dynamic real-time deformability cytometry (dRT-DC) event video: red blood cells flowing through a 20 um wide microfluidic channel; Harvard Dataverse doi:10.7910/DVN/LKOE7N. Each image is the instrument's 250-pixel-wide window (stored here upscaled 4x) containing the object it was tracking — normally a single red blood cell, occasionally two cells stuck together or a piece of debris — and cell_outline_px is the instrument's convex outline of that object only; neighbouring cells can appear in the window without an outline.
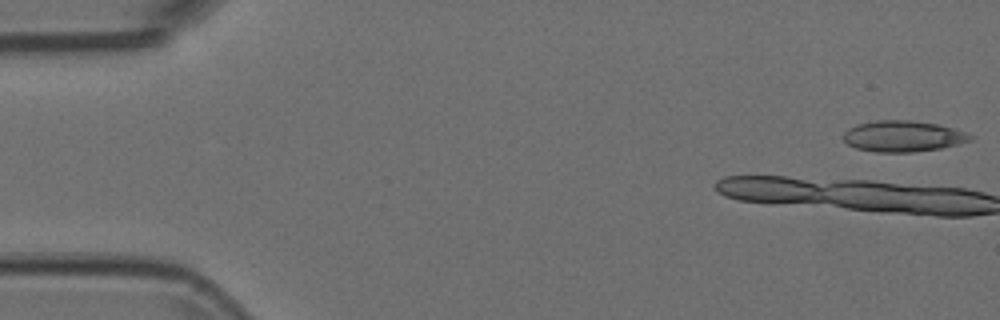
{"species": "Egyptian fruit bat (a non-hibernating species)", "species_latin": "Rousettus aegyptiacus", "temperature_condition": "room temperature", "stored_images_in_passage": 6, "camera_frame_rate_fps": 3000, "um_per_image_px": 0.085, "animal": {"sex": "female"}, "frame": {"image": 1, "passage_image": 1, "time_ms": 0.0, "image_size_px": [1000, 320], "cell_outline_px": [[976, 136], [972, 140], [940, 148], [912, 152], [876, 152], [856, 148], [848, 144], [844, 140], [844, 132], [848, 128], [856, 124], [876, 120], [912, 120], [936, 124], [952, 128]], "centroid_in_image_um": [76.74, 11.57], "position_along_channel_um": 8.3, "area_um2": 22.89}}